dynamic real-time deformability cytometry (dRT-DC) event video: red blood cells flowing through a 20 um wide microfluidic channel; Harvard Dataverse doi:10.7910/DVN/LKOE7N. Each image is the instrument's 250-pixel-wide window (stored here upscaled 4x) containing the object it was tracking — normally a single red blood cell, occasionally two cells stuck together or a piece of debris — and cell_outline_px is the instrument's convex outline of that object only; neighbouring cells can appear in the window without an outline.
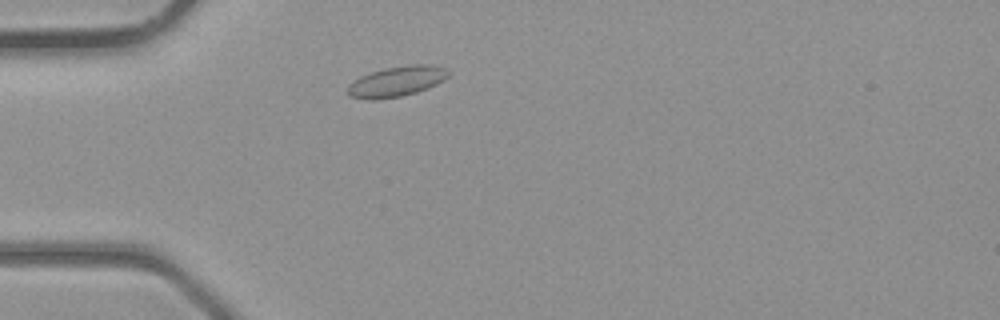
{"species": "common noctule bat (a hibernating species)", "species_latin": "Nyctalus noctula", "temperature_condition": "room temperature", "stored_images_in_passage": 32, "camera_frame_rate_fps": 3000, "um_per_image_px": 0.085, "animal": {"sex": "male", "body_mass_g": 23.1, "forearm_length_mm": 52.7}, "frame": {"image": 1, "passage_image": 3, "time_ms": 0.667, "image_size_px": [1000, 320], "cell_outline_px": [[452, 72], [444, 80], [428, 88], [416, 92], [400, 96], [376, 100], [368, 100], [348, 96], [348, 84], [360, 76], [384, 68], [412, 64], [432, 64], [444, 68]], "centroid_in_image_um": [33.72, 6.92], "position_along_channel_um": 51.3, "area_um2": 17.92}}
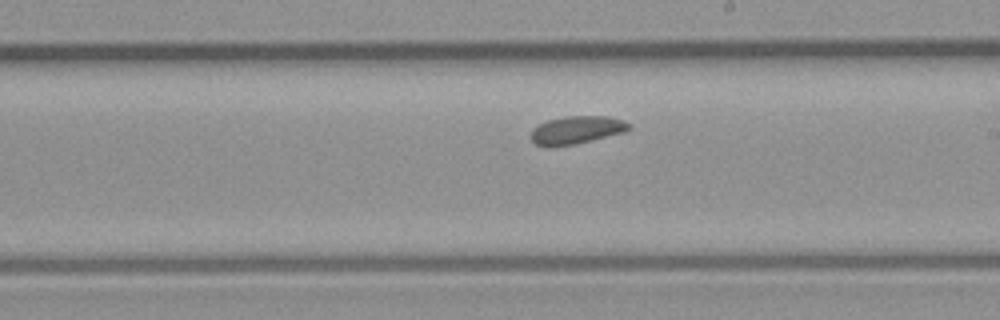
{"frame": {"image": 2, "passage_image": 15, "time_ms": 4.667, "image_size_px": [1000, 320], "cell_outline_px": [[632, 128], [624, 132], [576, 144], [548, 148], [536, 144], [532, 140], [532, 128], [548, 120], [564, 116], [608, 116], [624, 120], [632, 124]], "centroid_in_image_um": [49.03, 11.05], "position_along_channel_um": 240.0, "area_um2": 16.13}}
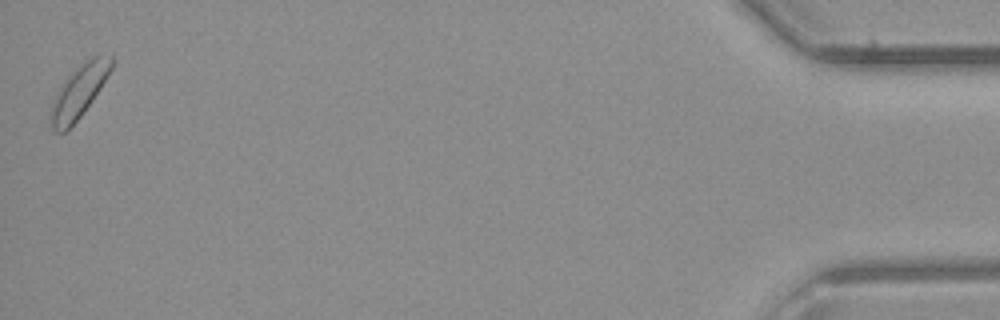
{"frame": {"image": 3, "passage_image": 32, "time_ms": 10.333, "image_size_px": [1000, 320], "cell_outline_px": [[112, 68], [108, 76], [92, 100], [80, 116], [64, 132], [56, 132], [52, 128], [48, 116], [52, 100], [60, 88], [80, 64], [84, 60], [92, 56], [112, 56]], "centroid_in_image_um": [6.69, 7.8], "position_along_channel_um": 428.5, "area_um2": 18.09}}